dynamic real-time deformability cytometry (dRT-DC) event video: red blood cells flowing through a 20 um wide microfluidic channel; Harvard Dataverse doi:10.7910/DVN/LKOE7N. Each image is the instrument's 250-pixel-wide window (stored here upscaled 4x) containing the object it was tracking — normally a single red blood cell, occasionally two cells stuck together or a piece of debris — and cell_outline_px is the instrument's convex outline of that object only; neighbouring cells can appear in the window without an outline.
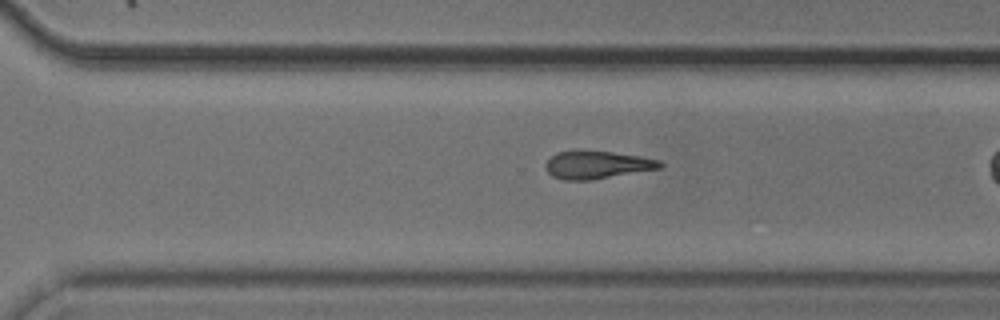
{"species": "common noctule bat (a hibernating species)", "species_latin": "Nyctalus noctula", "temperature_condition": "cold", "stored_images_in_passage": 39, "camera_frame_rate_fps": 3000, "um_per_image_px": 0.085, "animal": {"sex": "male", "body_mass_g": 20.5, "forearm_length_mm": 52.5}, "frame": {"image": 1, "passage_image": 34, "time_ms": 11.0, "image_size_px": [1000, 320], "cell_outline_px": [[664, 164], [660, 168], [592, 180], [564, 180], [552, 176], [544, 168], [544, 164], [556, 152], [612, 152], [640, 156], [660, 160]], "centroid_in_image_um": [50.75, 14.03], "position_along_channel_um": 319.9, "area_um2": 18.21}}